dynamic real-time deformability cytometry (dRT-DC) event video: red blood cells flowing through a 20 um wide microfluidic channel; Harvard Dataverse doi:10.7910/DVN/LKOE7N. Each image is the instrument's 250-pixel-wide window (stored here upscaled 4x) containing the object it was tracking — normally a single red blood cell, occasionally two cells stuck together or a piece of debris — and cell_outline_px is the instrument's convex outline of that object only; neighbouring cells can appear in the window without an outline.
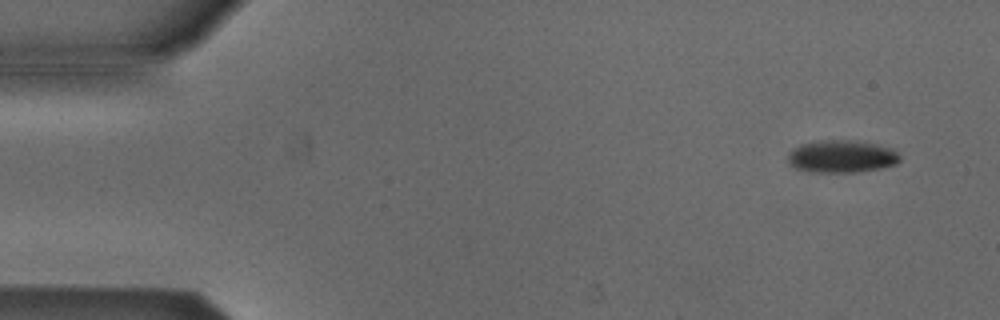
{"species": "Egyptian fruit bat (a non-hibernating species)", "species_latin": "Rousettus aegyptiacus", "temperature_condition": "cold", "stored_images_in_passage": 45, "camera_frame_rate_fps": 3000, "um_per_image_px": 0.085, "animal": {"sex": "male"}, "frame": {"image": 1, "passage_image": 3, "time_ms": 0.667, "image_size_px": [1000, 320], "cell_outline_px": [[900, 160], [896, 164], [880, 168], [856, 172], [812, 172], [792, 168], [788, 164], [788, 152], [792, 148], [800, 144], [820, 140], [848, 140], [896, 148], [900, 156]], "centroid_in_image_um": [71.5, 13.3], "position_along_channel_um": 13.5, "area_um2": 21.44}}
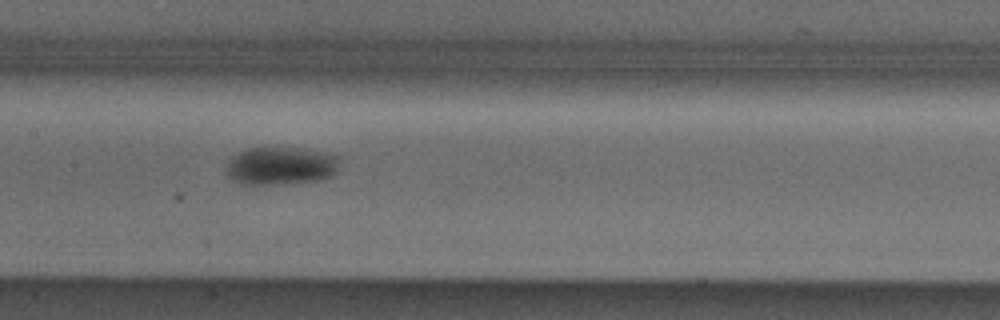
{"frame": {"image": 2, "passage_image": 25, "time_ms": 8.0, "image_size_px": [1000, 320], "cell_outline_px": [[340, 160], [336, 172], [332, 176], [320, 180], [276, 184], [244, 184], [232, 180], [228, 176], [228, 160], [232, 156], [248, 148], [296, 148], [324, 152], [340, 156]], "centroid_in_image_um": [23.9, 14.1], "position_along_channel_um": 183.5, "area_um2": 24.97}}
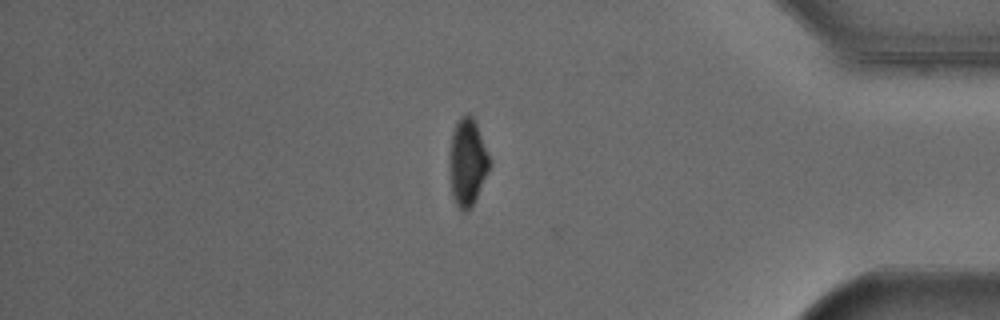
{"frame": {"image": 3, "passage_image": 44, "time_ms": 14.333, "image_size_px": [1000, 320], "cell_outline_px": [[492, 164], [476, 200], [468, 212], [464, 212], [456, 204], [452, 192], [448, 160], [452, 132], [460, 116], [468, 112], [472, 116], [476, 124]], "centroid_in_image_um": [39.73, 13.8], "position_along_channel_um": 395.5, "area_um2": 20.52}, "authors_computed_cell_mechanics": {"area_um2": 23.4668, "velocity_mm_per_s": 3.8605, "shape_relaxation_time_tau1_ms": 3.1327, "shape_relaxation_time_tau2_ms": null, "deformation_change_tau1": 0.0954, "deformation_change_tau2": null}}